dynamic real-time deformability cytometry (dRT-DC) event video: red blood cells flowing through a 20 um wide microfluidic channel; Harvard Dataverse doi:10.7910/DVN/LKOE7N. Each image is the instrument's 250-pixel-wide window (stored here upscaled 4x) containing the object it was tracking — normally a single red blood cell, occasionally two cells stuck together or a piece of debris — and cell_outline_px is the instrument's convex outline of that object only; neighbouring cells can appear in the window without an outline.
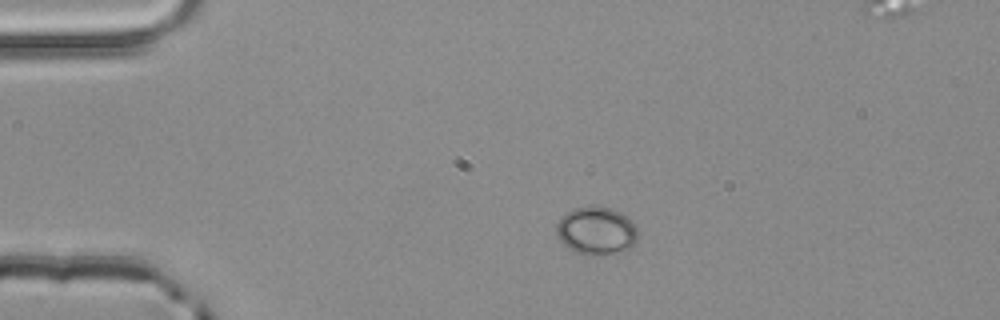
{"species": "common noctule bat (a hibernating species)", "species_latin": "Nyctalus noctula", "temperature_condition": "room temperature", "stored_images_in_passage": 2, "camera_frame_rate_fps": 3000, "um_per_image_px": 0.085, "animal": {"sex": "male", "body_mass_g": 20.4}, "frame": {"image": 1, "passage_image": 1, "time_ms": 0.0, "image_size_px": [1000, 320], "cell_outline_px": [[636, 244], [628, 252], [572, 252], [560, 240], [556, 232], [556, 224], [560, 216], [576, 208], [612, 208], [620, 212], [636, 224]], "centroid_in_image_um": [50.71, 19.61], "position_along_channel_um": 34.3, "area_um2": 22.14}}